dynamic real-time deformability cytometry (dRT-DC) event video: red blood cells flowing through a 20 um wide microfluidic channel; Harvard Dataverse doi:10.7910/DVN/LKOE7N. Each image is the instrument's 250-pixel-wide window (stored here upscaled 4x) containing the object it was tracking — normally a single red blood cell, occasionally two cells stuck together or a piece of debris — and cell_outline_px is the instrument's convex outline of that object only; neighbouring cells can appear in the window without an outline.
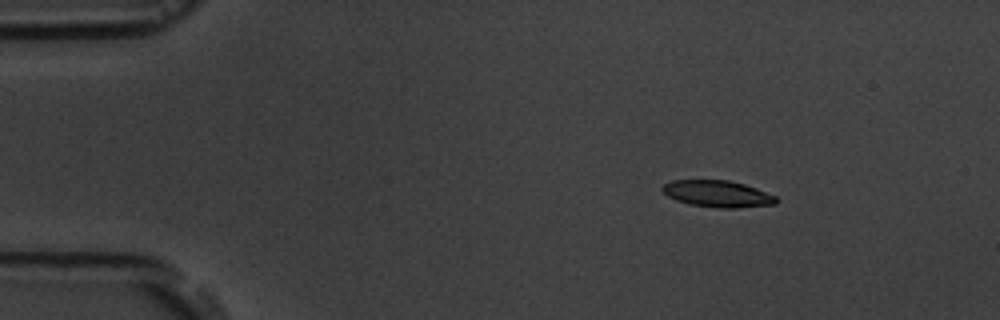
{"species": "common noctule bat (a hibernating species)", "species_latin": "Nyctalus noctula", "temperature_condition": "room temperature", "stored_images_in_passage": 5, "camera_frame_rate_fps": 3000, "um_per_image_px": 0.085, "animal": {"sex": "male", "body_mass_g": 19.5, "forearm_length_mm": 54.6}, "frame": {"image": 1, "passage_image": 1, "time_ms": 0.0, "image_size_px": [1000, 320], "cell_outline_px": [[780, 200], [776, 204], [736, 208], [720, 208], [688, 204], [676, 200], [668, 196], [660, 188], [664, 184], [672, 180], [728, 180], [744, 184], [756, 188], [776, 196]], "centroid_in_image_um": [61.01, 16.47], "position_along_channel_um": 24.0, "area_um2": 17.74}}
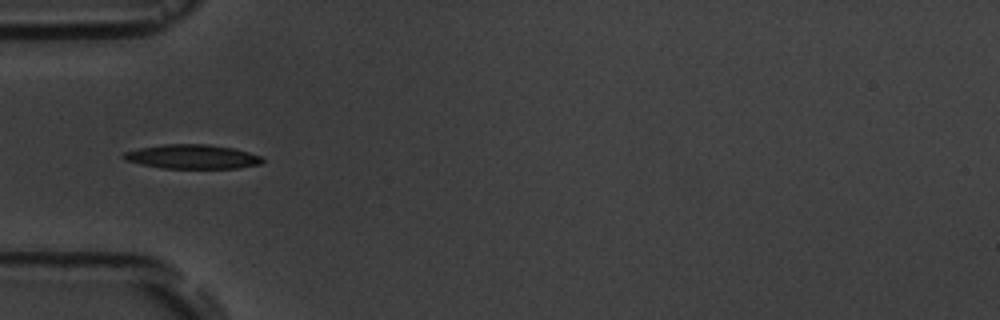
{"frame": {"image": 2, "passage_image": 4, "time_ms": 3.333, "image_size_px": [1000, 320], "cell_outline_px": [[264, 160], [260, 164], [236, 168], [164, 168], [140, 164], [124, 160], [120, 156], [124, 152], [140, 148], [164, 144], [208, 144], [232, 148], [264, 156]], "centroid_in_image_um": [16.33, 13.31], "position_along_channel_um": 68.7, "area_um2": 19.59}}
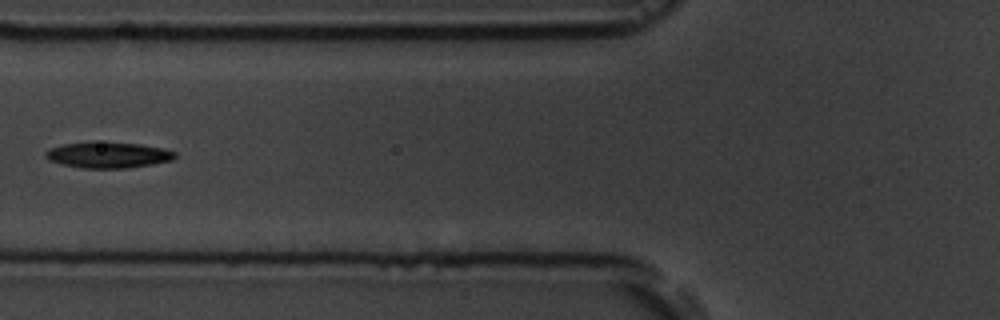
{"frame": {"image": 3, "passage_image": 5, "time_ms": 4.667, "image_size_px": [1000, 320], "cell_outline_px": [[176, 156], [172, 160], [152, 164], [128, 168], [84, 168], [60, 164], [48, 160], [44, 156], [44, 152], [48, 148], [64, 144], [92, 140], [140, 144], [164, 148], [176, 152]], "centroid_in_image_um": [9.14, 13.15], "position_along_channel_um": 116.7, "area_um2": 20.06}}